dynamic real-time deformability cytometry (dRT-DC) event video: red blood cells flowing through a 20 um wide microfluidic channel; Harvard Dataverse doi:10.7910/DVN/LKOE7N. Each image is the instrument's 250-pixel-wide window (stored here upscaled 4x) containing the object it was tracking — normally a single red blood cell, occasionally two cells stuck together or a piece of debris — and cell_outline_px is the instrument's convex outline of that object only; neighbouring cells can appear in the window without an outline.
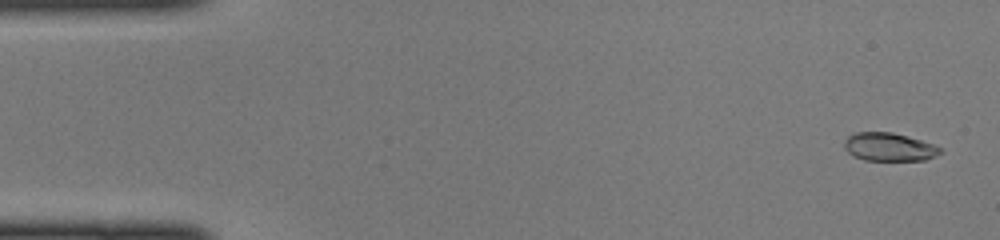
{"species": "common noctule bat (a hibernating species)", "species_latin": "Nyctalus noctula", "temperature_condition": "cold", "stored_images_in_passage": 47, "camera_frame_rate_fps": 3000, "um_per_image_px": 0.085, "animal": {"sex": "female", "body_mass_g": 22.0, "forearm_length_mm": 56.7}, "frame": {"image": 1, "passage_image": 2, "time_ms": 0.333, "image_size_px": [1000, 240], "cell_outline_px": [[944, 152], [936, 156], [924, 160], [864, 160], [852, 156], [844, 148], [844, 140], [852, 132], [892, 132], [908, 136], [944, 148]], "centroid_in_image_um": [75.57, 12.49], "position_along_channel_um": 9.4, "area_um2": 16.01}}
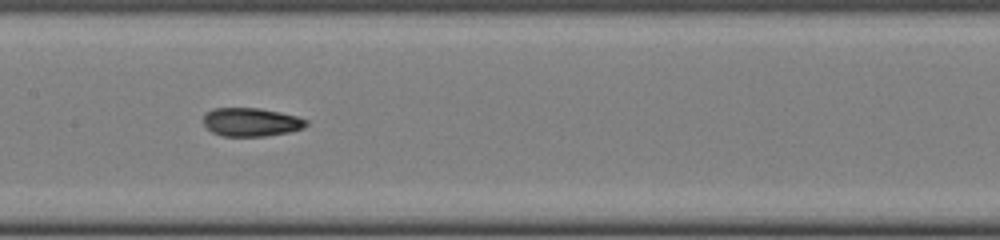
{"frame": {"image": 2, "passage_image": 23, "time_ms": 7.333, "image_size_px": [1000, 240], "cell_outline_px": [[308, 124], [304, 128], [288, 132], [264, 136], [220, 136], [212, 132], [204, 124], [204, 112], [212, 108], [260, 108], [280, 112], [296, 116], [308, 120]], "centroid_in_image_um": [21.33, 10.37], "position_along_channel_um": 186.1, "area_um2": 17.17}}
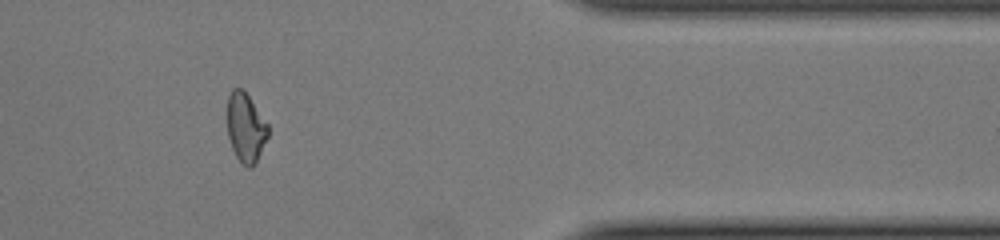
{"frame": {"image": 3, "passage_image": 39, "time_ms": 12.667, "image_size_px": [1000, 240], "cell_outline_px": [[268, 136], [256, 164], [252, 168], [248, 168], [236, 156], [232, 148], [228, 136], [228, 96], [232, 88], [244, 88], [268, 124]], "centroid_in_image_um": [20.9, 10.83], "position_along_channel_um": 390.5, "area_um2": 16.53}}